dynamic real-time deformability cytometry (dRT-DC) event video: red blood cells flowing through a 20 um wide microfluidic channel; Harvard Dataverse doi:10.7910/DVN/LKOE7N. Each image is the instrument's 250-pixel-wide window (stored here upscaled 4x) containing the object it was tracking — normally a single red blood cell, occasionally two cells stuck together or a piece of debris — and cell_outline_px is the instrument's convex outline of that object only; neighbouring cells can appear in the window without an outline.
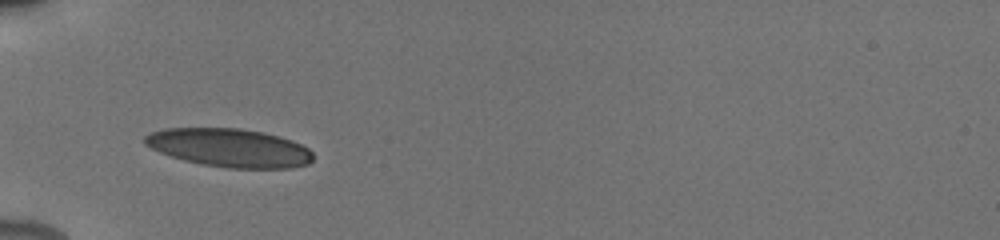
{"species": "human", "species_latin": "Homo sapiens", "temperature_condition": "cold", "stored_images_in_passage": 5, "camera_frame_rate_fps": 3000, "um_per_image_px": 0.085, "donor": {"sex": "male"}, "frame": {"image": 1, "passage_image": 1, "time_ms": 0.0, "image_size_px": [1000, 240], "cell_outline_px": [[312, 160], [308, 164], [292, 168], [228, 168], [200, 164], [184, 160], [160, 152], [144, 144], [144, 136], [152, 132], [164, 128], [240, 128], [264, 132], [280, 136], [292, 140], [308, 148], [312, 152]], "centroid_in_image_um": [19.52, 12.56], "position_along_channel_um": 65.5, "area_um2": 37.74}}